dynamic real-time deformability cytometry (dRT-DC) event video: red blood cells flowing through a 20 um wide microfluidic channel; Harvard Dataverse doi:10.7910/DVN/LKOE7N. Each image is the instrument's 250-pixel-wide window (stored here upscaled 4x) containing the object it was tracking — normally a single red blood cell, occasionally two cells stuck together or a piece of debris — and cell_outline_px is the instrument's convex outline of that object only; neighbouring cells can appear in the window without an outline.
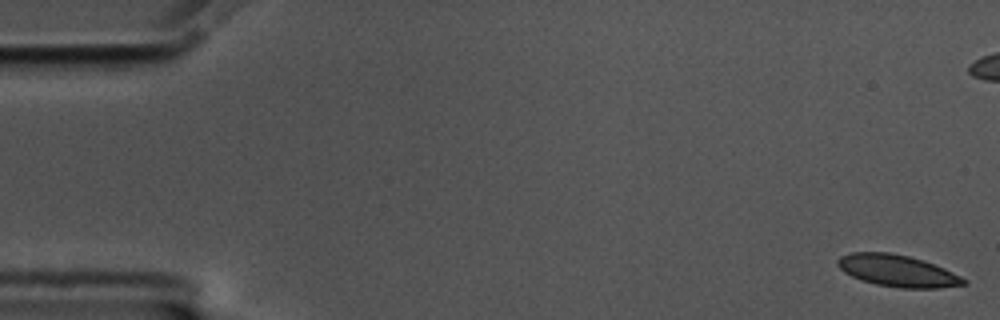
{"species": "common noctule bat (a hibernating species)", "species_latin": "Nyctalus noctula", "temperature_condition": "cold", "stored_images_in_passage": 58, "camera_frame_rate_fps": 3000, "um_per_image_px": 0.085, "animal": {"sex": "male", "body_mass_g": 17.5, "forearm_length_mm": 52.3}, "frame": {"image": 1, "passage_image": 1, "time_ms": 0.0, "image_size_px": [1000, 320], "cell_outline_px": [[968, 284], [940, 288], [900, 288], [876, 284], [860, 280], [844, 272], [836, 264], [836, 260], [840, 256], [852, 252], [888, 252], [908, 256], [944, 268], [968, 280]], "centroid_in_image_um": [76.27, 23.02], "position_along_channel_um": 8.7, "area_um2": 23.29}}
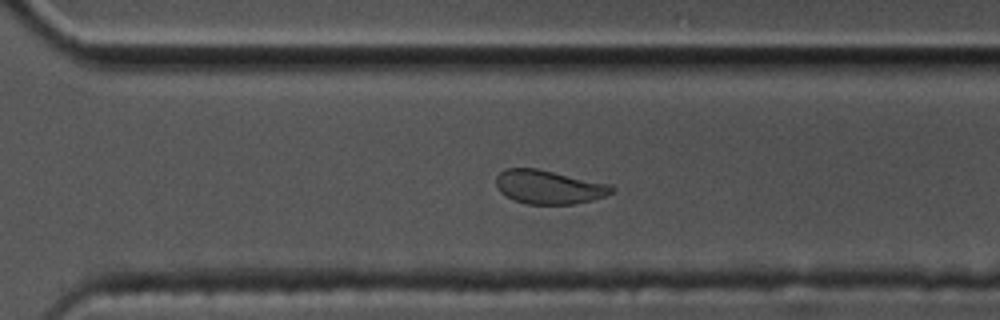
{"frame": {"image": 2, "passage_image": 40, "time_ms": 13.0, "image_size_px": [1000, 320], "cell_outline_px": [[616, 188], [612, 192], [604, 196], [592, 200], [572, 204], [528, 204], [516, 200], [500, 192], [496, 184], [496, 176], [504, 168], [536, 168], [608, 184]], "centroid_in_image_um": [46.63, 15.89], "position_along_channel_um": 324.0, "area_um2": 22.43}}
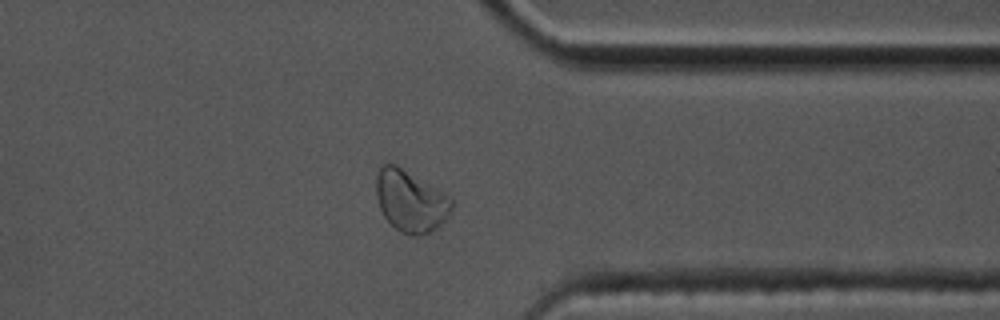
{"frame": {"image": 3, "passage_image": 45, "time_ms": 14.667, "image_size_px": [1000, 320], "cell_outline_px": [[452, 208], [448, 216], [436, 228], [420, 236], [408, 236], [400, 232], [384, 216], [380, 208], [376, 196], [376, 176], [380, 164], [396, 164], [436, 188], [448, 196], [452, 200]], "centroid_in_image_um": [34.86, 17.09], "position_along_channel_um": 376.5, "area_um2": 26.93}, "authors_computed_cell_mechanics": {"area_um2": 23.7269, "velocity_mm_per_s": 3.4636, "shape_relaxation_time_tau1_ms": 8.3463, "shape_relaxation_time_tau2_ms": 0.8364, "deformation_change_tau1": 0.1342, "deformation_change_tau2": 0.0446}}